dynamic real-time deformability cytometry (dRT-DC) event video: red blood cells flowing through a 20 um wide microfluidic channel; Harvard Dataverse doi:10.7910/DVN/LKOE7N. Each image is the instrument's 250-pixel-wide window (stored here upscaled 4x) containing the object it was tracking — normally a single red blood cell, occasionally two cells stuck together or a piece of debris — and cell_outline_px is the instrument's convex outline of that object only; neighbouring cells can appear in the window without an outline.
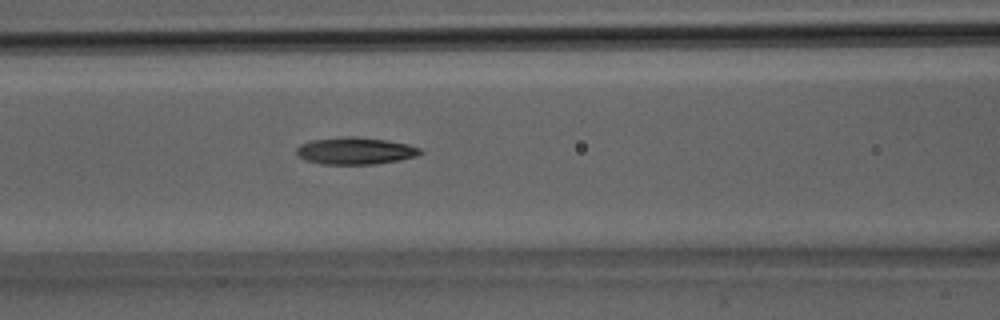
{"species": "Egyptian fruit bat (a non-hibernating species)", "species_latin": "Rousettus aegyptiacus", "temperature_condition": "room temperature", "stored_images_in_passage": 16, "camera_frame_rate_fps": 3000, "um_per_image_px": 0.085, "animal": {"sex": "male"}, "frame": {"image": 1, "passage_image": 12, "time_ms": 3.667, "image_size_px": [1000, 320], "cell_outline_px": [[424, 152], [416, 156], [400, 160], [372, 164], [320, 164], [304, 160], [296, 156], [296, 148], [300, 144], [312, 140], [344, 136], [352, 136], [388, 140], [408, 144], [420, 148]], "centroid_in_image_um": [30.17, 12.82], "position_along_channel_um": 136.4, "area_um2": 19.71}}